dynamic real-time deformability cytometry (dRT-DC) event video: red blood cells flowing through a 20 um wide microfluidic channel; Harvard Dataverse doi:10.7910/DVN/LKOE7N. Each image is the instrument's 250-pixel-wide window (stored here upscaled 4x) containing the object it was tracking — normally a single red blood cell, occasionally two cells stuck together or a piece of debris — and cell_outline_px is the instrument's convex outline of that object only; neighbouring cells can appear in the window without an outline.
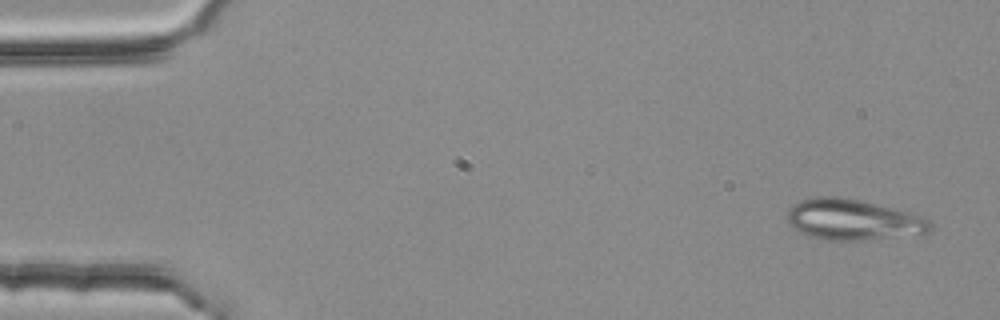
{"species": "common noctule bat (a hibernating species)", "species_latin": "Nyctalus noctula", "temperature_condition": "room temperature", "stored_images_in_passage": 4, "camera_frame_rate_fps": 3000, "um_per_image_px": 0.085, "animal": {"sex": "female", "body_mass_g": 25.1}, "frame": {"image": 1, "passage_image": 1, "time_ms": 0.0, "image_size_px": [1000, 320], "cell_outline_px": [[932, 228], [928, 232], [864, 240], [828, 240], [808, 236], [800, 232], [788, 224], [784, 216], [788, 208], [792, 204], [800, 200], [820, 196], [840, 196], [920, 212], [932, 224]], "centroid_in_image_um": [72.5, 18.64], "position_along_channel_um": 12.5, "area_um2": 34.74}}